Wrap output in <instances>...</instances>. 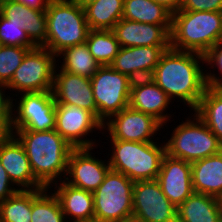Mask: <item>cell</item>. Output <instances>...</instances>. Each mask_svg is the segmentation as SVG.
Returning <instances> with one entry per match:
<instances>
[{"label": "cell", "mask_w": 222, "mask_h": 222, "mask_svg": "<svg viewBox=\"0 0 222 222\" xmlns=\"http://www.w3.org/2000/svg\"><path fill=\"white\" fill-rule=\"evenodd\" d=\"M204 63L202 54L170 47L161 56L150 78L171 100L183 102L193 112L208 86Z\"/></svg>", "instance_id": "obj_1"}, {"label": "cell", "mask_w": 222, "mask_h": 222, "mask_svg": "<svg viewBox=\"0 0 222 222\" xmlns=\"http://www.w3.org/2000/svg\"><path fill=\"white\" fill-rule=\"evenodd\" d=\"M13 135L24 146L33 175L44 188L64 180L68 158L74 148L55 129L15 130Z\"/></svg>", "instance_id": "obj_2"}, {"label": "cell", "mask_w": 222, "mask_h": 222, "mask_svg": "<svg viewBox=\"0 0 222 222\" xmlns=\"http://www.w3.org/2000/svg\"><path fill=\"white\" fill-rule=\"evenodd\" d=\"M170 34L171 48L205 55L222 40V12L177 11Z\"/></svg>", "instance_id": "obj_3"}, {"label": "cell", "mask_w": 222, "mask_h": 222, "mask_svg": "<svg viewBox=\"0 0 222 222\" xmlns=\"http://www.w3.org/2000/svg\"><path fill=\"white\" fill-rule=\"evenodd\" d=\"M108 151L110 169L124 174L133 182L155 180L166 154L165 140L162 143L110 140ZM160 143V144H159ZM164 144V145H163ZM110 156V157H109Z\"/></svg>", "instance_id": "obj_4"}, {"label": "cell", "mask_w": 222, "mask_h": 222, "mask_svg": "<svg viewBox=\"0 0 222 222\" xmlns=\"http://www.w3.org/2000/svg\"><path fill=\"white\" fill-rule=\"evenodd\" d=\"M45 12L47 36L42 47L57 56L86 42L90 28L84 8L74 0H50Z\"/></svg>", "instance_id": "obj_5"}, {"label": "cell", "mask_w": 222, "mask_h": 222, "mask_svg": "<svg viewBox=\"0 0 222 222\" xmlns=\"http://www.w3.org/2000/svg\"><path fill=\"white\" fill-rule=\"evenodd\" d=\"M173 129L169 139L163 136L166 154L171 157L192 163L222 151L218 138L195 113Z\"/></svg>", "instance_id": "obj_6"}, {"label": "cell", "mask_w": 222, "mask_h": 222, "mask_svg": "<svg viewBox=\"0 0 222 222\" xmlns=\"http://www.w3.org/2000/svg\"><path fill=\"white\" fill-rule=\"evenodd\" d=\"M134 183L124 174L110 169L92 193L94 222H118L132 216Z\"/></svg>", "instance_id": "obj_7"}, {"label": "cell", "mask_w": 222, "mask_h": 222, "mask_svg": "<svg viewBox=\"0 0 222 222\" xmlns=\"http://www.w3.org/2000/svg\"><path fill=\"white\" fill-rule=\"evenodd\" d=\"M14 97L16 99H12V133L15 130L43 132L55 129L56 101L53 91L23 92Z\"/></svg>", "instance_id": "obj_8"}, {"label": "cell", "mask_w": 222, "mask_h": 222, "mask_svg": "<svg viewBox=\"0 0 222 222\" xmlns=\"http://www.w3.org/2000/svg\"><path fill=\"white\" fill-rule=\"evenodd\" d=\"M57 57L44 47L30 49L6 85L9 95L23 92L52 91Z\"/></svg>", "instance_id": "obj_9"}, {"label": "cell", "mask_w": 222, "mask_h": 222, "mask_svg": "<svg viewBox=\"0 0 222 222\" xmlns=\"http://www.w3.org/2000/svg\"><path fill=\"white\" fill-rule=\"evenodd\" d=\"M97 107V119L103 124L112 115L129 106L132 79L110 65L100 66L90 78Z\"/></svg>", "instance_id": "obj_10"}, {"label": "cell", "mask_w": 222, "mask_h": 222, "mask_svg": "<svg viewBox=\"0 0 222 222\" xmlns=\"http://www.w3.org/2000/svg\"><path fill=\"white\" fill-rule=\"evenodd\" d=\"M95 129L99 134L103 124L91 112L74 105H56L55 130L73 148H97V140L87 138Z\"/></svg>", "instance_id": "obj_11"}, {"label": "cell", "mask_w": 222, "mask_h": 222, "mask_svg": "<svg viewBox=\"0 0 222 222\" xmlns=\"http://www.w3.org/2000/svg\"><path fill=\"white\" fill-rule=\"evenodd\" d=\"M161 128L163 125L156 118L130 106L103 123V131L108 132L107 138L110 140L152 142L160 139L157 133Z\"/></svg>", "instance_id": "obj_12"}, {"label": "cell", "mask_w": 222, "mask_h": 222, "mask_svg": "<svg viewBox=\"0 0 222 222\" xmlns=\"http://www.w3.org/2000/svg\"><path fill=\"white\" fill-rule=\"evenodd\" d=\"M133 216L147 222H177V207L164 195L158 181H137L133 187Z\"/></svg>", "instance_id": "obj_13"}, {"label": "cell", "mask_w": 222, "mask_h": 222, "mask_svg": "<svg viewBox=\"0 0 222 222\" xmlns=\"http://www.w3.org/2000/svg\"><path fill=\"white\" fill-rule=\"evenodd\" d=\"M93 149L96 148H74L70 152L64 178L66 183L91 193L101 185L110 170L108 160L96 158Z\"/></svg>", "instance_id": "obj_14"}, {"label": "cell", "mask_w": 222, "mask_h": 222, "mask_svg": "<svg viewBox=\"0 0 222 222\" xmlns=\"http://www.w3.org/2000/svg\"><path fill=\"white\" fill-rule=\"evenodd\" d=\"M52 91L56 105L78 106L91 112L97 118V107L90 78L59 70L56 65Z\"/></svg>", "instance_id": "obj_15"}, {"label": "cell", "mask_w": 222, "mask_h": 222, "mask_svg": "<svg viewBox=\"0 0 222 222\" xmlns=\"http://www.w3.org/2000/svg\"><path fill=\"white\" fill-rule=\"evenodd\" d=\"M171 46L121 47L110 66L137 80L150 78L163 53Z\"/></svg>", "instance_id": "obj_16"}, {"label": "cell", "mask_w": 222, "mask_h": 222, "mask_svg": "<svg viewBox=\"0 0 222 222\" xmlns=\"http://www.w3.org/2000/svg\"><path fill=\"white\" fill-rule=\"evenodd\" d=\"M161 190L169 201L178 207L194 191L191 163L165 154L158 177Z\"/></svg>", "instance_id": "obj_17"}, {"label": "cell", "mask_w": 222, "mask_h": 222, "mask_svg": "<svg viewBox=\"0 0 222 222\" xmlns=\"http://www.w3.org/2000/svg\"><path fill=\"white\" fill-rule=\"evenodd\" d=\"M174 104L168 95L151 79L142 78L132 81L129 106L135 110L156 118L164 127L171 121L170 103ZM167 112V113H166ZM165 125V126H164Z\"/></svg>", "instance_id": "obj_18"}, {"label": "cell", "mask_w": 222, "mask_h": 222, "mask_svg": "<svg viewBox=\"0 0 222 222\" xmlns=\"http://www.w3.org/2000/svg\"><path fill=\"white\" fill-rule=\"evenodd\" d=\"M0 162L18 190L44 189L33 175L24 146L13 134L0 144Z\"/></svg>", "instance_id": "obj_19"}, {"label": "cell", "mask_w": 222, "mask_h": 222, "mask_svg": "<svg viewBox=\"0 0 222 222\" xmlns=\"http://www.w3.org/2000/svg\"><path fill=\"white\" fill-rule=\"evenodd\" d=\"M172 25L140 23L121 18L114 26L121 47L171 46Z\"/></svg>", "instance_id": "obj_20"}, {"label": "cell", "mask_w": 222, "mask_h": 222, "mask_svg": "<svg viewBox=\"0 0 222 222\" xmlns=\"http://www.w3.org/2000/svg\"><path fill=\"white\" fill-rule=\"evenodd\" d=\"M67 222H94L93 194L64 180L52 185Z\"/></svg>", "instance_id": "obj_21"}, {"label": "cell", "mask_w": 222, "mask_h": 222, "mask_svg": "<svg viewBox=\"0 0 222 222\" xmlns=\"http://www.w3.org/2000/svg\"><path fill=\"white\" fill-rule=\"evenodd\" d=\"M0 13L12 22L22 25L29 39L42 47L46 42V12L35 10L14 0H0Z\"/></svg>", "instance_id": "obj_22"}, {"label": "cell", "mask_w": 222, "mask_h": 222, "mask_svg": "<svg viewBox=\"0 0 222 222\" xmlns=\"http://www.w3.org/2000/svg\"><path fill=\"white\" fill-rule=\"evenodd\" d=\"M192 187L202 193L222 200V151L191 163Z\"/></svg>", "instance_id": "obj_23"}, {"label": "cell", "mask_w": 222, "mask_h": 222, "mask_svg": "<svg viewBox=\"0 0 222 222\" xmlns=\"http://www.w3.org/2000/svg\"><path fill=\"white\" fill-rule=\"evenodd\" d=\"M177 222H222V200L193 192L177 207Z\"/></svg>", "instance_id": "obj_24"}, {"label": "cell", "mask_w": 222, "mask_h": 222, "mask_svg": "<svg viewBox=\"0 0 222 222\" xmlns=\"http://www.w3.org/2000/svg\"><path fill=\"white\" fill-rule=\"evenodd\" d=\"M123 19L155 25H172V13L153 0H124Z\"/></svg>", "instance_id": "obj_25"}, {"label": "cell", "mask_w": 222, "mask_h": 222, "mask_svg": "<svg viewBox=\"0 0 222 222\" xmlns=\"http://www.w3.org/2000/svg\"><path fill=\"white\" fill-rule=\"evenodd\" d=\"M222 144V87L207 86L193 111Z\"/></svg>", "instance_id": "obj_26"}, {"label": "cell", "mask_w": 222, "mask_h": 222, "mask_svg": "<svg viewBox=\"0 0 222 222\" xmlns=\"http://www.w3.org/2000/svg\"><path fill=\"white\" fill-rule=\"evenodd\" d=\"M124 0H96L84 7L90 29L112 30L122 18Z\"/></svg>", "instance_id": "obj_27"}, {"label": "cell", "mask_w": 222, "mask_h": 222, "mask_svg": "<svg viewBox=\"0 0 222 222\" xmlns=\"http://www.w3.org/2000/svg\"><path fill=\"white\" fill-rule=\"evenodd\" d=\"M56 57L60 69L87 78H91L101 66L89 52L86 43L69 47ZM58 57L63 58V62Z\"/></svg>", "instance_id": "obj_28"}, {"label": "cell", "mask_w": 222, "mask_h": 222, "mask_svg": "<svg viewBox=\"0 0 222 222\" xmlns=\"http://www.w3.org/2000/svg\"><path fill=\"white\" fill-rule=\"evenodd\" d=\"M49 190H32L31 222H67L58 198Z\"/></svg>", "instance_id": "obj_29"}, {"label": "cell", "mask_w": 222, "mask_h": 222, "mask_svg": "<svg viewBox=\"0 0 222 222\" xmlns=\"http://www.w3.org/2000/svg\"><path fill=\"white\" fill-rule=\"evenodd\" d=\"M85 43L101 66L110 65L121 48L112 30L90 29Z\"/></svg>", "instance_id": "obj_30"}, {"label": "cell", "mask_w": 222, "mask_h": 222, "mask_svg": "<svg viewBox=\"0 0 222 222\" xmlns=\"http://www.w3.org/2000/svg\"><path fill=\"white\" fill-rule=\"evenodd\" d=\"M32 190H18L0 202V222H31Z\"/></svg>", "instance_id": "obj_31"}, {"label": "cell", "mask_w": 222, "mask_h": 222, "mask_svg": "<svg viewBox=\"0 0 222 222\" xmlns=\"http://www.w3.org/2000/svg\"><path fill=\"white\" fill-rule=\"evenodd\" d=\"M32 48L18 46H0V82L7 85L15 70L22 63L26 53Z\"/></svg>", "instance_id": "obj_32"}, {"label": "cell", "mask_w": 222, "mask_h": 222, "mask_svg": "<svg viewBox=\"0 0 222 222\" xmlns=\"http://www.w3.org/2000/svg\"><path fill=\"white\" fill-rule=\"evenodd\" d=\"M0 44L5 46L37 47L28 37L21 24L12 22L0 13Z\"/></svg>", "instance_id": "obj_33"}, {"label": "cell", "mask_w": 222, "mask_h": 222, "mask_svg": "<svg viewBox=\"0 0 222 222\" xmlns=\"http://www.w3.org/2000/svg\"><path fill=\"white\" fill-rule=\"evenodd\" d=\"M204 56L206 68H212L213 71L211 72V69L209 71L206 69L207 85L222 87V40L216 46L212 47ZM216 69H218V71H216ZM214 70L218 73H216Z\"/></svg>", "instance_id": "obj_34"}, {"label": "cell", "mask_w": 222, "mask_h": 222, "mask_svg": "<svg viewBox=\"0 0 222 222\" xmlns=\"http://www.w3.org/2000/svg\"><path fill=\"white\" fill-rule=\"evenodd\" d=\"M179 11L222 12V0H182Z\"/></svg>", "instance_id": "obj_35"}, {"label": "cell", "mask_w": 222, "mask_h": 222, "mask_svg": "<svg viewBox=\"0 0 222 222\" xmlns=\"http://www.w3.org/2000/svg\"><path fill=\"white\" fill-rule=\"evenodd\" d=\"M18 191L14 184L9 179L6 170L0 162V202L11 197Z\"/></svg>", "instance_id": "obj_36"}, {"label": "cell", "mask_w": 222, "mask_h": 222, "mask_svg": "<svg viewBox=\"0 0 222 222\" xmlns=\"http://www.w3.org/2000/svg\"><path fill=\"white\" fill-rule=\"evenodd\" d=\"M6 85L0 82V117H12V97L5 92ZM6 94V95H5Z\"/></svg>", "instance_id": "obj_37"}, {"label": "cell", "mask_w": 222, "mask_h": 222, "mask_svg": "<svg viewBox=\"0 0 222 222\" xmlns=\"http://www.w3.org/2000/svg\"><path fill=\"white\" fill-rule=\"evenodd\" d=\"M12 134L11 117H0V144L5 142Z\"/></svg>", "instance_id": "obj_38"}, {"label": "cell", "mask_w": 222, "mask_h": 222, "mask_svg": "<svg viewBox=\"0 0 222 222\" xmlns=\"http://www.w3.org/2000/svg\"><path fill=\"white\" fill-rule=\"evenodd\" d=\"M35 10H46L50 0H14Z\"/></svg>", "instance_id": "obj_39"}, {"label": "cell", "mask_w": 222, "mask_h": 222, "mask_svg": "<svg viewBox=\"0 0 222 222\" xmlns=\"http://www.w3.org/2000/svg\"><path fill=\"white\" fill-rule=\"evenodd\" d=\"M160 5H163L166 9H168L172 14L179 11L182 0H153Z\"/></svg>", "instance_id": "obj_40"}, {"label": "cell", "mask_w": 222, "mask_h": 222, "mask_svg": "<svg viewBox=\"0 0 222 222\" xmlns=\"http://www.w3.org/2000/svg\"><path fill=\"white\" fill-rule=\"evenodd\" d=\"M118 222H147V221L141 220V219L132 215V216L124 218V219H122L121 221H118Z\"/></svg>", "instance_id": "obj_41"}, {"label": "cell", "mask_w": 222, "mask_h": 222, "mask_svg": "<svg viewBox=\"0 0 222 222\" xmlns=\"http://www.w3.org/2000/svg\"><path fill=\"white\" fill-rule=\"evenodd\" d=\"M77 4H79L81 7H85L86 5H89L93 2H95L96 0H74Z\"/></svg>", "instance_id": "obj_42"}]
</instances>
